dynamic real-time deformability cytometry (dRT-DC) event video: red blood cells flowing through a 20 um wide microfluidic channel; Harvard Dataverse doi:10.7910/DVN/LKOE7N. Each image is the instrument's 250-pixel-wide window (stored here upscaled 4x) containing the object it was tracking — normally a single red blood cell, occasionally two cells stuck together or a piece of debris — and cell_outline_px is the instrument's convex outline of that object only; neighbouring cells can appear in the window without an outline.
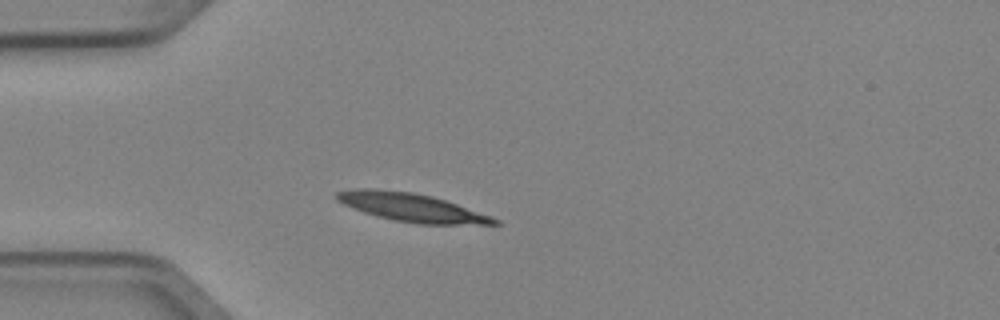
{"species": "Egyptian fruit bat (a non-hibernating species)", "species_latin": "Rousettus aegyptiacus", "temperature_condition": "cold", "stored_images_in_passage": 3, "camera_frame_rate_fps": 3000, "um_per_image_px": 0.085, "animal": {"sex": "female"}, "frame": {"image": 1, "passage_image": 2, "time_ms": 0.333, "image_size_px": [1000, 320], "cell_outline_px": [[500, 224], [416, 224], [376, 216], [352, 208], [336, 200], [336, 192], [360, 188], [368, 188], [412, 192], [432, 196], [492, 216], [500, 220]], "centroid_in_image_um": [34.98, 17.63], "position_along_channel_um": 50.0, "area_um2": 25.72}}